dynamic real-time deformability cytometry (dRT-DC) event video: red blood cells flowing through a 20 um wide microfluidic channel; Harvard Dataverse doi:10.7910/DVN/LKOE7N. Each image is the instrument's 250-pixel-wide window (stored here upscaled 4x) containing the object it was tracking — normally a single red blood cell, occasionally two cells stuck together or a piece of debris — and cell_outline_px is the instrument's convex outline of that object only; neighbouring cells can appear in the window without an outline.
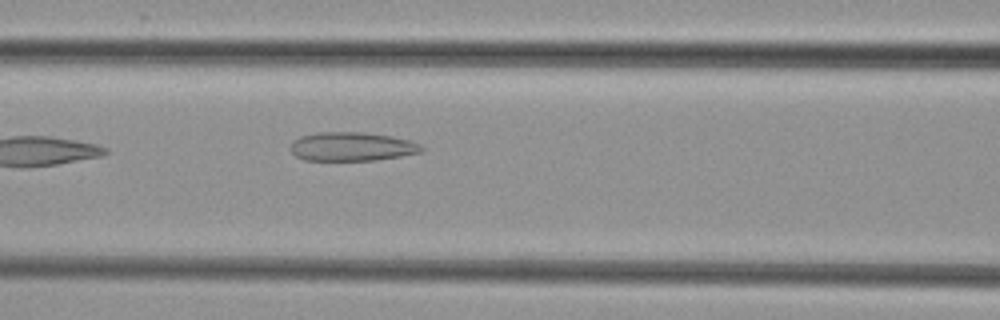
{"species": "common noctule bat (a hibernating species)", "species_latin": "Nyctalus noctula", "temperature_condition": "cold", "stored_images_in_passage": 4, "camera_frame_rate_fps": 3000, "um_per_image_px": 0.085, "animal": {"sex": "female", "body_mass_g": 29.2, "forearm_length_mm": 56.3}, "frame": {"image": 1, "passage_image": 4, "time_ms": 4.667, "image_size_px": [1000, 320], "cell_outline_px": [[424, 148], [420, 152], [400, 156], [376, 160], [304, 160], [296, 156], [292, 152], [292, 140], [300, 136], [316, 132], [364, 132], [392, 136], [408, 140], [420, 144]], "centroid_in_image_um": [29.89, 12.45], "position_along_channel_um": 136.7, "area_um2": 21.96}}